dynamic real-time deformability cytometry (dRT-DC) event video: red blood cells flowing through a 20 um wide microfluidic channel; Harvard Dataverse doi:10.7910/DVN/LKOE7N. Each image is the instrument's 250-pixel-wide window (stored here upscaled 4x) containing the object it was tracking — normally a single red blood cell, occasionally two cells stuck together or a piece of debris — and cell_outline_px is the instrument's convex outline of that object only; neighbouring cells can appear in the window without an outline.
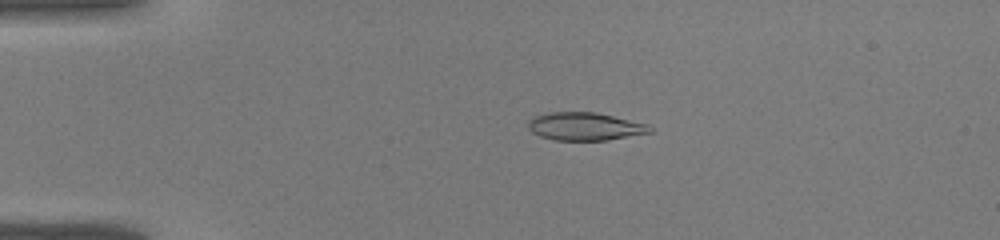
{"species": "common noctule bat (a hibernating species)", "species_latin": "Nyctalus noctula", "temperature_condition": "warm", "stored_images_in_passage": 42, "camera_frame_rate_fps": 3000, "um_per_image_px": 0.085, "animal": {"sex": "male", "body_mass_g": 19.0, "forearm_length_mm": 50.8}, "frame": {"image": 1, "passage_image": 9, "time_ms": 2.667, "image_size_px": [1000, 240], "cell_outline_px": [[652, 132], [608, 140], [552, 140], [540, 136], [532, 132], [528, 128], [528, 120], [532, 116], [548, 112], [596, 112], [648, 124], [652, 128]], "centroid_in_image_um": [49.68, 10.74], "position_along_channel_um": 35.3, "area_um2": 19.94}}
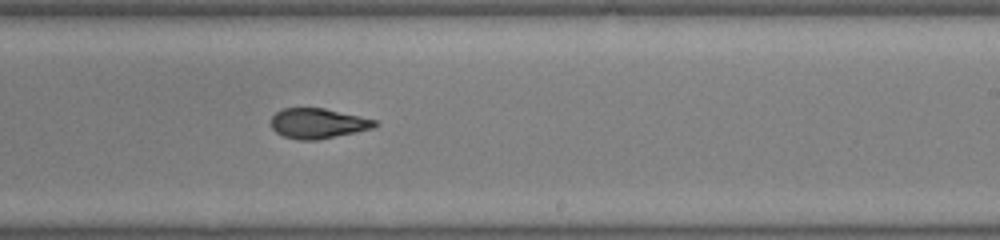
{"frame": {"image": 2, "passage_image": 26, "time_ms": 8.333, "image_size_px": [1000, 240], "cell_outline_px": [[380, 124], [372, 128], [356, 132], [316, 140], [296, 140], [284, 136], [276, 132], [272, 128], [272, 116], [276, 112], [284, 108], [324, 108], [380, 120]], "centroid_in_image_um": [27.07, 10.48], "position_along_channel_um": 261.9, "area_um2": 18.32}}
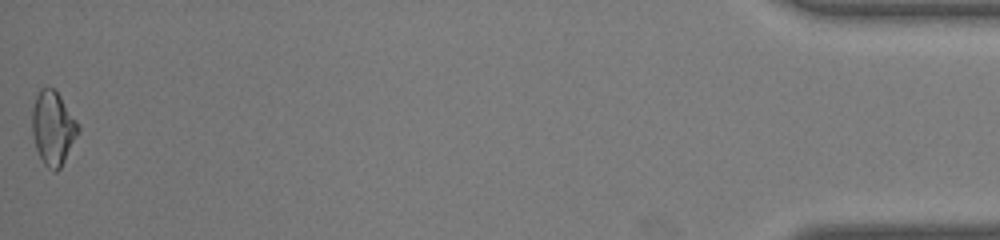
{"frame": {"image": 3, "passage_image": 42, "time_ms": 13.667, "image_size_px": [1000, 240], "cell_outline_px": [[80, 132], [60, 168], [56, 172], [52, 172], [44, 164], [36, 148], [32, 132], [32, 108], [36, 96], [40, 88], [56, 88], [76, 120], [80, 128]], "centroid_in_image_um": [4.51, 10.88], "position_along_channel_um": 430.7, "area_um2": 19.94}}